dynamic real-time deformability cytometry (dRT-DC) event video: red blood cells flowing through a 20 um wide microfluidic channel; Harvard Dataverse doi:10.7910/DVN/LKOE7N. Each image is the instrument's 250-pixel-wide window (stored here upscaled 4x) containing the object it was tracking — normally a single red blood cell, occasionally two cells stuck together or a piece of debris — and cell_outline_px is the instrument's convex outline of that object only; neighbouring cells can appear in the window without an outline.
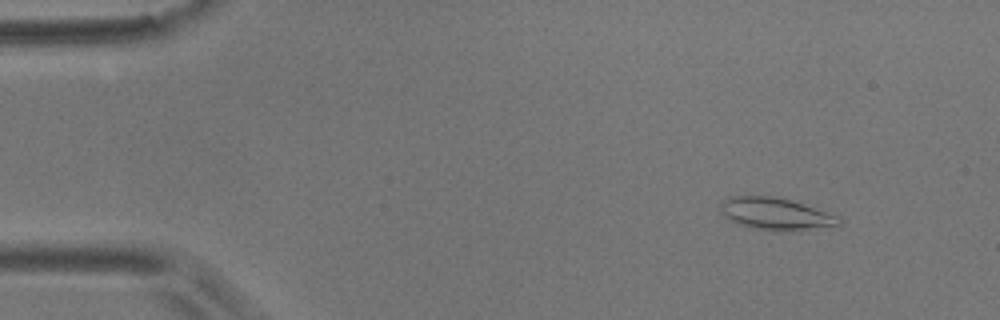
{"species": "common noctule bat (a hibernating species)", "species_latin": "Nyctalus noctula", "temperature_condition": "room temperature", "stored_images_in_passage": 4, "camera_frame_rate_fps": 3000, "um_per_image_px": 0.085, "animal": {"sex": "male", "body_mass_g": 17.9}, "frame": {"image": 1, "passage_image": 2, "time_ms": 0.333, "image_size_px": [1000, 320], "cell_outline_px": [[840, 224], [784, 232], [752, 228], [732, 220], [724, 216], [720, 208], [720, 204], [728, 196], [772, 196], [788, 200], [828, 212], [840, 216]], "centroid_in_image_um": [65.9, 18.17], "position_along_channel_um": 19.1, "area_um2": 21.68}}